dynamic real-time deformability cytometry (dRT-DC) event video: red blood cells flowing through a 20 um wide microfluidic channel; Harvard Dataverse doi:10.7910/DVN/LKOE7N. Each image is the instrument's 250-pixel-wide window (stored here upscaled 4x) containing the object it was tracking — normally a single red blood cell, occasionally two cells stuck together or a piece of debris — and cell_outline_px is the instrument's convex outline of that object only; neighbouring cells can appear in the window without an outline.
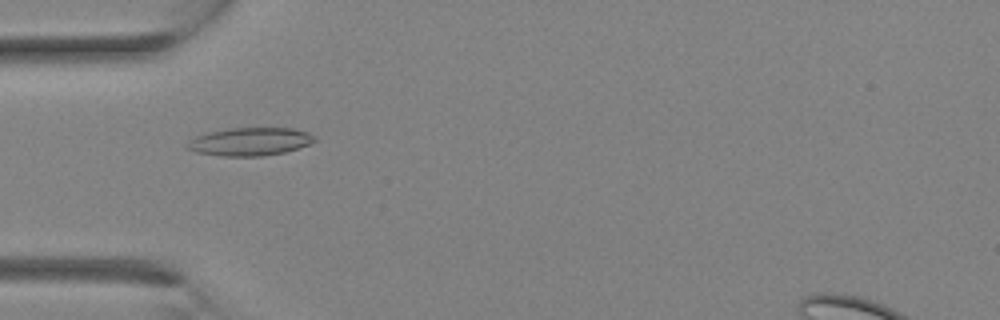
{"species": "Egyptian fruit bat (a non-hibernating species)", "species_latin": "Rousettus aegyptiacus", "temperature_condition": "room temperature", "stored_images_in_passage": 1, "camera_frame_rate_fps": 3000, "um_per_image_px": 0.085, "animal": {"sex": "female"}, "frame": {"image": 1, "passage_image": 1, "time_ms": 0.0, "image_size_px": [1000, 320], "cell_outline_px": [[316, 140], [308, 144], [284, 152], [264, 156], [220, 156], [196, 152], [188, 148], [188, 140], [196, 136], [208, 132], [228, 128], [296, 128], [308, 132], [316, 136]], "centroid_in_image_um": [21.26, 12.03], "position_along_channel_um": 63.7, "area_um2": 20.81}}